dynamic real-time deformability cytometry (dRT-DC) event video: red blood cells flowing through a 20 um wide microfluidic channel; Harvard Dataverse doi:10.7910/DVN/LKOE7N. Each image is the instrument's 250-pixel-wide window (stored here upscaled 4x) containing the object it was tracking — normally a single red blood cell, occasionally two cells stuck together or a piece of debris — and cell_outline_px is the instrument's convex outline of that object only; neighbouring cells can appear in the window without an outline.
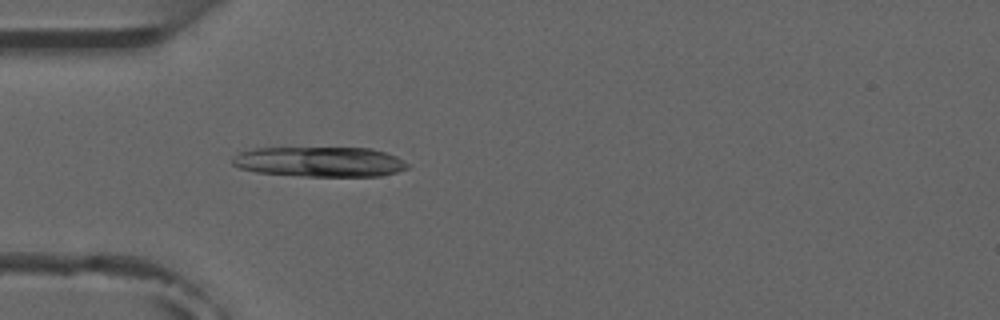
{"species": "common noctule bat (a hibernating species)", "species_latin": "Nyctalus noctula", "temperature_condition": "room temperature", "stored_images_in_passage": 3, "camera_frame_rate_fps": 3000, "um_per_image_px": 0.085, "animal": {"sex": "male", "forearm_length_mm": 52.5}, "frame": {"image": 1, "passage_image": 3, "time_ms": 3.333, "image_size_px": [1000, 320], "cell_outline_px": [[408, 168], [396, 172], [380, 176], [304, 176], [256, 172], [240, 168], [232, 164], [232, 160], [240, 152], [256, 148], [372, 148], [404, 156], [408, 164]], "centroid_in_image_um": [27.29, 13.74], "position_along_channel_um": 57.7, "area_um2": 30.92}}